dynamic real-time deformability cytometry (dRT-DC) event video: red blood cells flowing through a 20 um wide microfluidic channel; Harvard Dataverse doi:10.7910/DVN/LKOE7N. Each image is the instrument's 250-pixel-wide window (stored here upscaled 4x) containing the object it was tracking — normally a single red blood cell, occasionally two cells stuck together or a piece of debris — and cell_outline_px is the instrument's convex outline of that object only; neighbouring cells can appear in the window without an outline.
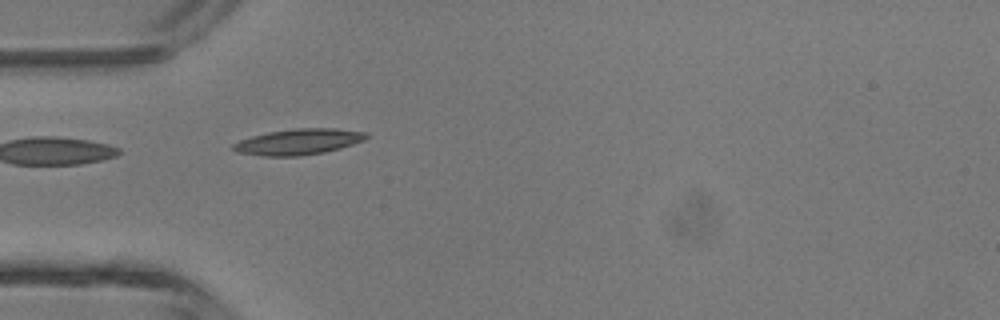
{"species": "common noctule bat (a hibernating species)", "species_latin": "Nyctalus noctula", "temperature_condition": "room temperature", "stored_images_in_passage": 2, "camera_frame_rate_fps": 3000, "um_per_image_px": 0.085, "animal": {"sex": "male", "body_mass_g": 13.3}, "frame": {"image": 1, "passage_image": 1, "time_ms": 0.0, "image_size_px": [1000, 320], "cell_outline_px": [[368, 136], [364, 140], [340, 148], [324, 152], [300, 156], [264, 156], [236, 152], [232, 148], [232, 144], [240, 140], [252, 136], [268, 132], [296, 128], [336, 128], [368, 132]], "centroid_in_image_um": [25.37, 12.05], "position_along_channel_um": 59.6, "area_um2": 20.06}}
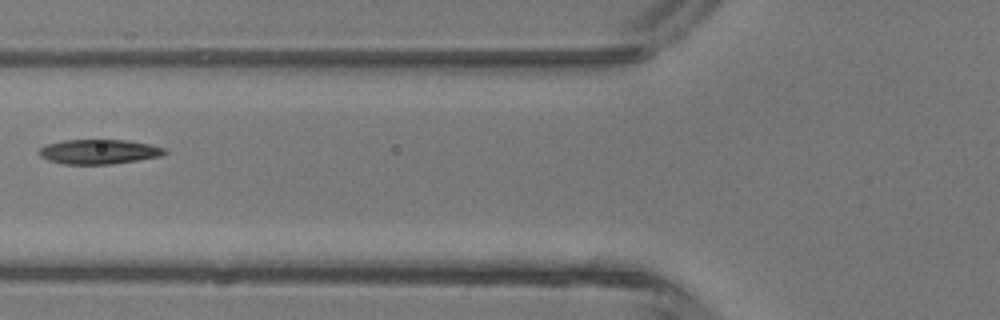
{"frame": {"image": 2, "passage_image": 2, "time_ms": 1.333, "image_size_px": [1000, 320], "cell_outline_px": [[168, 152], [160, 156], [112, 164], [64, 164], [48, 160], [40, 156], [40, 148], [44, 144], [64, 140], [128, 140], [148, 144], [164, 148]], "centroid_in_image_um": [8.38, 12.89], "position_along_channel_um": 117.4, "area_um2": 17.92}}